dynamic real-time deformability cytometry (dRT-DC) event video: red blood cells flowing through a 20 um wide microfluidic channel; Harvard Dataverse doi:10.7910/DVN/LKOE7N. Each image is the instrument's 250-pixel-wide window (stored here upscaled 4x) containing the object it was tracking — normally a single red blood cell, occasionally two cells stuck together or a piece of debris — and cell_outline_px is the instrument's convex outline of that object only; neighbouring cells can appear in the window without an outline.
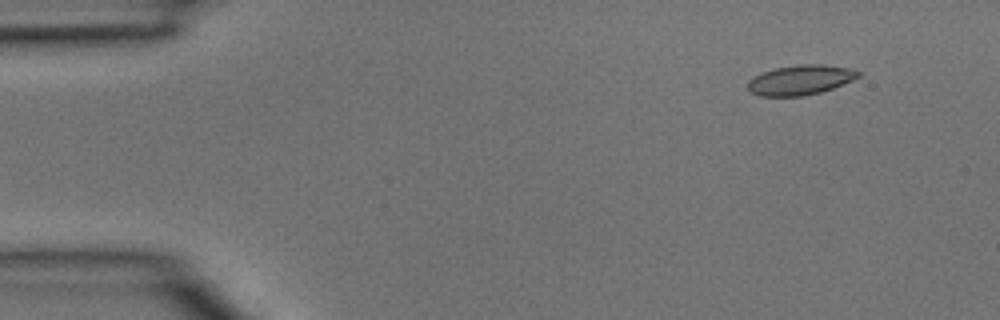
{"species": "common noctule bat (a hibernating species)", "species_latin": "Nyctalus noctula", "temperature_condition": "room temperature", "stored_images_in_passage": 5, "camera_frame_rate_fps": 3000, "um_per_image_px": 0.085, "animal": {"sex": "male", "body_mass_g": 15.6}, "frame": {"image": 1, "passage_image": 5, "time_ms": 1.333, "image_size_px": [1000, 320], "cell_outline_px": [[860, 76], [852, 80], [832, 88], [820, 92], [800, 96], [760, 96], [748, 92], [748, 80], [764, 72], [776, 68], [800, 64], [820, 64], [848, 68], [860, 72]], "centroid_in_image_um": [68.0, 6.8], "position_along_channel_um": 17.0, "area_um2": 18.96}}